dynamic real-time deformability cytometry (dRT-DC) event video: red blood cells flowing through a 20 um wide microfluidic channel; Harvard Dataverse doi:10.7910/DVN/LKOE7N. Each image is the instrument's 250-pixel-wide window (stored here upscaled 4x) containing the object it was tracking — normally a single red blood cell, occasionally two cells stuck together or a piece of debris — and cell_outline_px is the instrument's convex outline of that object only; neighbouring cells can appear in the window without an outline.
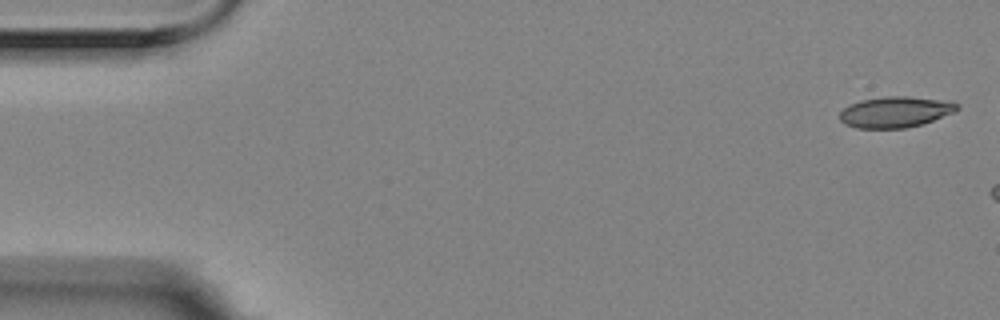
{"species": "Egyptian fruit bat (a non-hibernating species)", "species_latin": "Rousettus aegyptiacus", "temperature_condition": "room temperature", "stored_images_in_passage": 6, "camera_frame_rate_fps": 3000, "um_per_image_px": 0.085, "animal": {"sex": "female"}, "frame": {"image": 1, "passage_image": 1, "time_ms": 0.0, "image_size_px": [1000, 320], "cell_outline_px": [[960, 108], [956, 112], [920, 124], [904, 128], [856, 128], [844, 124], [840, 120], [840, 112], [848, 104], [860, 100], [884, 96], [908, 96], [952, 100], [960, 104]], "centroid_in_image_um": [76.14, 9.49], "position_along_channel_um": 8.9, "area_um2": 21.5}}